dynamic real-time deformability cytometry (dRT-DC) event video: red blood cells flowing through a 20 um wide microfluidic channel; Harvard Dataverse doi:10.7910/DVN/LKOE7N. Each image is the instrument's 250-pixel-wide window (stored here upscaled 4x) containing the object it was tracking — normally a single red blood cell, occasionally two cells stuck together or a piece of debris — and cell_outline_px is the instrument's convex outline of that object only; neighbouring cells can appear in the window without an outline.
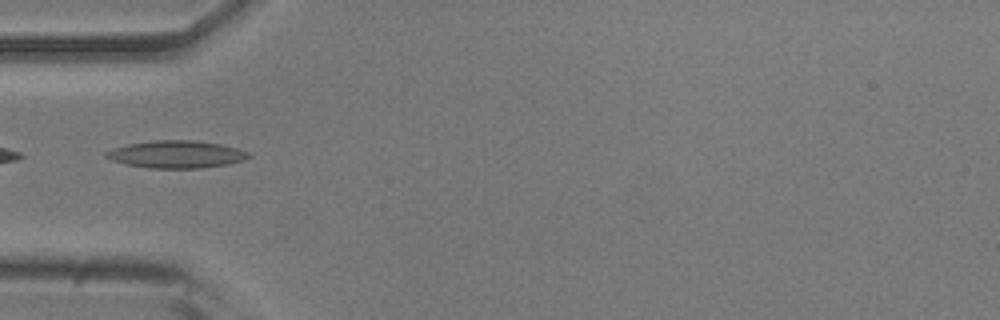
{"species": "common noctule bat (a hibernating species)", "species_latin": "Nyctalus noctula", "temperature_condition": "room temperature", "stored_images_in_passage": 33, "camera_frame_rate_fps": 3000, "um_per_image_px": 0.085, "animal": {"sex": "male", "body_mass_g": 20.5, "forearm_length_mm": 52.5}, "frame": {"image": 1, "passage_image": 1, "time_ms": 0.0, "image_size_px": [1000, 320], "cell_outline_px": [[252, 156], [244, 160], [228, 164], [204, 168], [148, 168], [128, 164], [112, 160], [104, 156], [104, 152], [112, 148], [128, 144], [152, 140], [196, 140], [220, 144], [236, 148], [248, 152]], "centroid_in_image_um": [14.99, 13.11], "position_along_channel_um": 70.0, "area_um2": 22.83}}
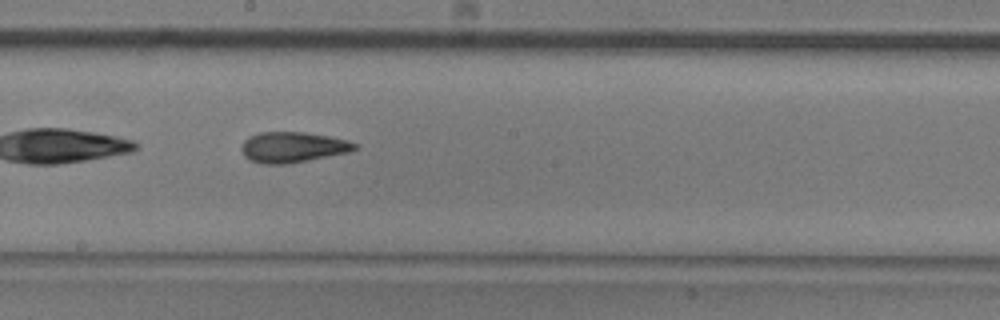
{"frame": {"image": 2, "passage_image": 13, "time_ms": 4.0, "image_size_px": [1000, 320], "cell_outline_px": [[360, 148], [348, 152], [288, 164], [264, 164], [248, 160], [244, 156], [240, 148], [244, 140], [260, 132], [304, 132], [328, 136], [348, 140], [360, 144]], "centroid_in_image_um": [24.9, 12.51], "position_along_channel_um": 223.3, "area_um2": 20.29}}
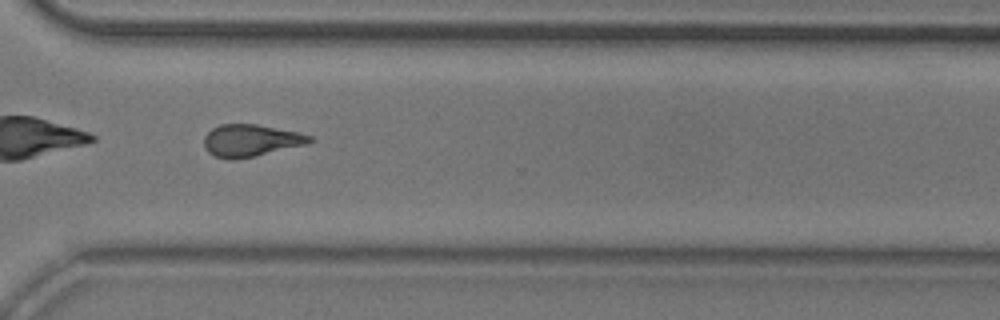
{"frame": {"image": 3, "passage_image": 23, "time_ms": 7.333, "image_size_px": [1000, 320], "cell_outline_px": [[316, 140], [308, 144], [256, 156], [232, 160], [216, 156], [208, 152], [204, 148], [204, 136], [212, 128], [220, 124], [256, 124], [300, 132], [312, 136]], "centroid_in_image_um": [21.35, 11.94], "position_along_channel_um": 349.2, "area_um2": 20.0}, "authors_computed_cell_mechanics": {"area_um2": 19.7098, "velocity_mm_per_s": 3.8032, "shape_relaxation_time_tau1_ms": 10.4788, "shape_relaxation_time_tau2_ms": 2.3589, "deformation_change_tau1": 0.2297, "deformation_change_tau2": 0.1081}}